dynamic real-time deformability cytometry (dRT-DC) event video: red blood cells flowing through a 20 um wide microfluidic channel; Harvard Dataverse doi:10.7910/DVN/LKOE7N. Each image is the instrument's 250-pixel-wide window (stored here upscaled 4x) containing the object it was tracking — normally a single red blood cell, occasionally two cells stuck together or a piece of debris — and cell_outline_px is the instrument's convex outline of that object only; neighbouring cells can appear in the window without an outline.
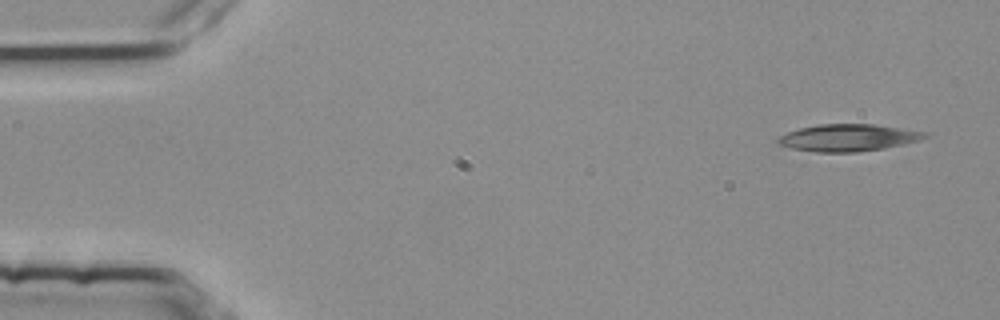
{"species": "common noctule bat (a hibernating species)", "species_latin": "Nyctalus noctula", "temperature_condition": "room temperature", "stored_images_in_passage": 4, "camera_frame_rate_fps": 3000, "um_per_image_px": 0.085, "animal": {"sex": "female", "body_mass_g": 25.1}, "frame": {"image": 1, "passage_image": 1, "time_ms": 0.0, "image_size_px": [1000, 320], "cell_outline_px": [[928, 136], [920, 140], [904, 144], [884, 148], [856, 152], [816, 152], [792, 148], [780, 144], [776, 140], [780, 136], [788, 132], [800, 128], [820, 124], [876, 124], [928, 132]], "centroid_in_image_um": [72.14, 11.7], "position_along_channel_um": 12.9, "area_um2": 23.06}}